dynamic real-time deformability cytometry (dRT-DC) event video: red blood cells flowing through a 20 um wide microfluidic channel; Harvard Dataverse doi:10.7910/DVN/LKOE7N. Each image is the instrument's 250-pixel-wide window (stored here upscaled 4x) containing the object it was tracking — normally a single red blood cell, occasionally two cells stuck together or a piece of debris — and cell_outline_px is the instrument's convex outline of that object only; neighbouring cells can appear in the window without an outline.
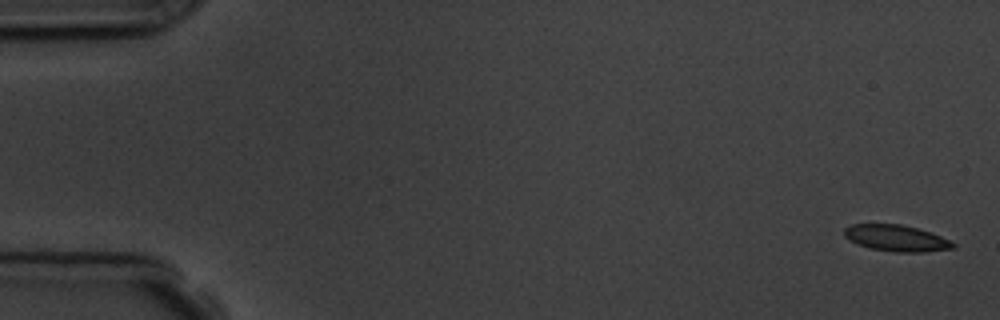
{"species": "common noctule bat (a hibernating species)", "species_latin": "Nyctalus noctula", "temperature_condition": "room temperature", "stored_images_in_passage": 6, "camera_frame_rate_fps": 3000, "um_per_image_px": 0.085, "animal": {"sex": "male", "body_mass_g": 19.5, "forearm_length_mm": 54.6}, "frame": {"image": 1, "passage_image": 1, "time_ms": 0.0, "image_size_px": [1000, 320], "cell_outline_px": [[956, 248], [924, 252], [896, 252], [868, 248], [848, 240], [844, 236], [844, 228], [852, 224], [900, 224], [916, 228], [940, 236], [956, 244]], "centroid_in_image_um": [76.16, 20.25], "position_along_channel_um": 8.8, "area_um2": 16.65}}
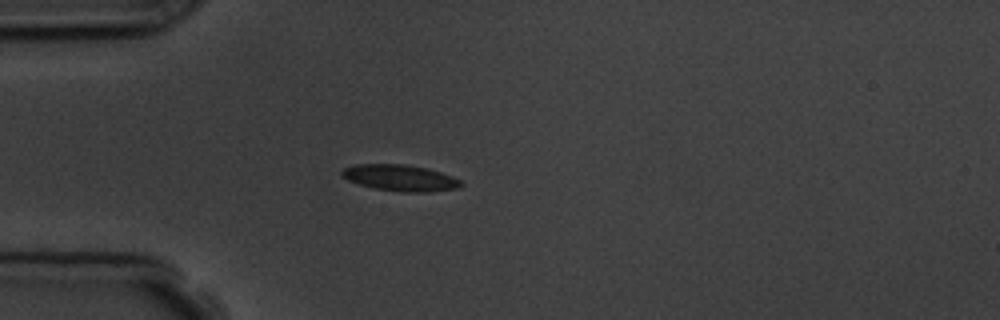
{"frame": {"image": 2, "passage_image": 5, "time_ms": 4.667, "image_size_px": [1000, 320], "cell_outline_px": [[464, 184], [460, 188], [428, 192], [404, 192], [376, 188], [360, 184], [348, 180], [340, 172], [344, 168], [356, 164], [404, 164], [428, 168], [452, 176], [460, 180]], "centroid_in_image_um": [34.06, 15.11], "position_along_channel_um": 50.9, "area_um2": 18.15}}